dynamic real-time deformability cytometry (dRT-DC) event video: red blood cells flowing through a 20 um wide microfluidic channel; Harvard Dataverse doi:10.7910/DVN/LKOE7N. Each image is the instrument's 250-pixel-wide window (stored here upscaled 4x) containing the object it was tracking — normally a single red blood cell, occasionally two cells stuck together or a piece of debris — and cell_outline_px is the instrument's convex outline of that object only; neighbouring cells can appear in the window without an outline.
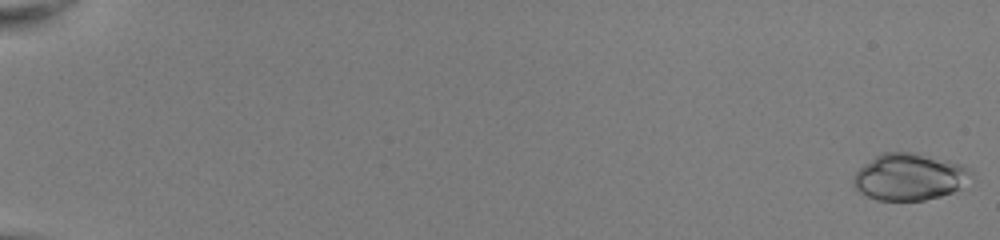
{"species": "common noctule bat (a hibernating species)", "species_latin": "Nyctalus noctula", "temperature_condition": "room temperature", "stored_images_in_passage": 52, "camera_frame_rate_fps": 3000, "um_per_image_px": 0.085, "animal": {"sex": "female", "body_mass_g": 22.0, "forearm_length_mm": 56.7}, "frame": {"image": 1, "passage_image": 1, "time_ms": 0.0, "image_size_px": [1000, 240], "cell_outline_px": [[972, 176], [960, 188], [952, 192], [940, 196], [924, 200], [876, 200], [860, 192], [852, 184], [852, 180], [856, 172], [864, 164], [876, 156], [884, 152], [916, 152], [960, 164], [972, 168]], "centroid_in_image_um": [77.31, 15.03], "position_along_channel_um": 7.7, "area_um2": 32.02}}
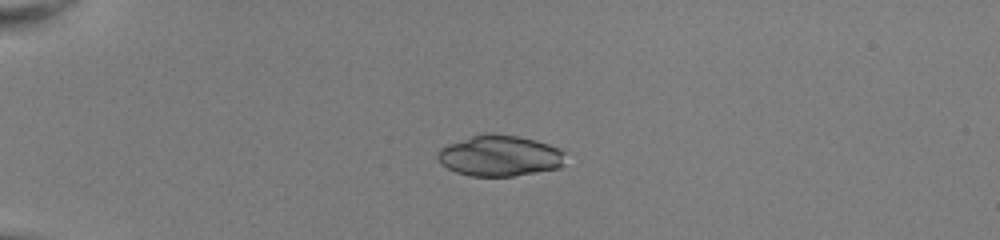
{"frame": {"image": 2, "passage_image": 15, "time_ms": 4.667, "image_size_px": [1000, 240], "cell_outline_px": [[564, 164], [560, 168], [512, 176], [472, 176], [456, 172], [440, 164], [436, 156], [436, 152], [440, 148], [448, 144], [472, 136], [492, 132], [516, 136], [536, 140], [560, 148], [564, 152]], "centroid_in_image_um": [42.47, 13.24], "position_along_channel_um": 42.5, "area_um2": 30.58}}